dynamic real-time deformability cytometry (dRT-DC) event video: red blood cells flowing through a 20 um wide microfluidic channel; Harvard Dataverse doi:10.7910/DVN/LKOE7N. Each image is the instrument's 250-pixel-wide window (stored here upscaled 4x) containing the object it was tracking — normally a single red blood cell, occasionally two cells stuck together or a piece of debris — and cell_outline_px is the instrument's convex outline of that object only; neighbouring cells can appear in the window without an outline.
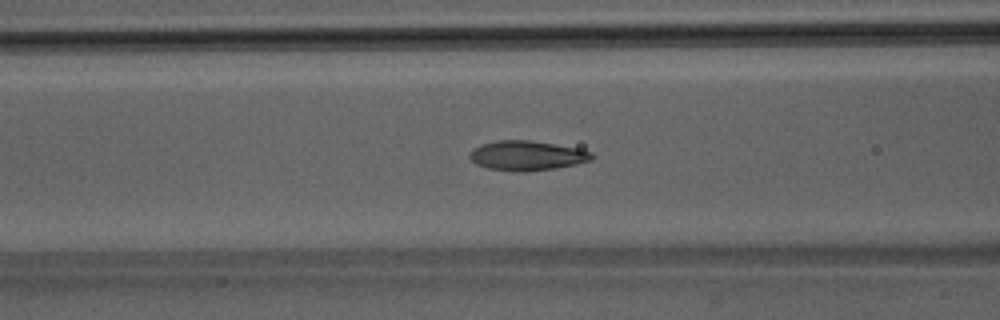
{"species": "Egyptian fruit bat (a non-hibernating species)", "species_latin": "Rousettus aegyptiacus", "temperature_condition": "room temperature", "stored_images_in_passage": 45, "camera_frame_rate_fps": 3000, "um_per_image_px": 0.085, "animal": {"sex": "male"}, "frame": {"image": 1, "passage_image": 20, "time_ms": 6.333, "image_size_px": [1000, 320], "cell_outline_px": [[596, 156], [592, 160], [576, 164], [556, 168], [524, 172], [512, 172], [488, 168], [476, 164], [468, 156], [468, 152], [472, 148], [480, 144], [496, 140], [528, 140], [556, 144], [580, 148], [592, 152]], "centroid_in_image_um": [44.78, 13.22], "position_along_channel_um": 121.8, "area_um2": 21.56}}
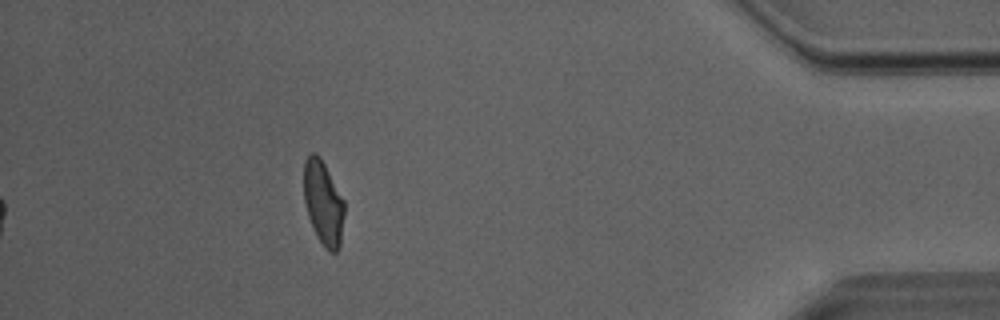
{"frame": {"image": 2, "passage_image": 45, "time_ms": 14.667, "image_size_px": [1000, 320], "cell_outline_px": [[344, 216], [340, 244], [336, 252], [328, 252], [324, 248], [316, 236], [308, 216], [304, 200], [304, 160], [312, 152], [316, 152], [320, 156], [344, 200]], "centroid_in_image_um": [27.47, 17.25], "position_along_channel_um": 407.7, "area_um2": 19.94}, "authors_computed_cell_mechanics": {"area_um2": 20.6346, "velocity_mm_per_s": 4.0479, "shape_relaxation_time_tau1_ms": 5.5966, "shape_relaxation_time_tau2_ms": 1.6607, "deformation_change_tau1": 0.185, "deformation_change_tau2": 0.0661}}